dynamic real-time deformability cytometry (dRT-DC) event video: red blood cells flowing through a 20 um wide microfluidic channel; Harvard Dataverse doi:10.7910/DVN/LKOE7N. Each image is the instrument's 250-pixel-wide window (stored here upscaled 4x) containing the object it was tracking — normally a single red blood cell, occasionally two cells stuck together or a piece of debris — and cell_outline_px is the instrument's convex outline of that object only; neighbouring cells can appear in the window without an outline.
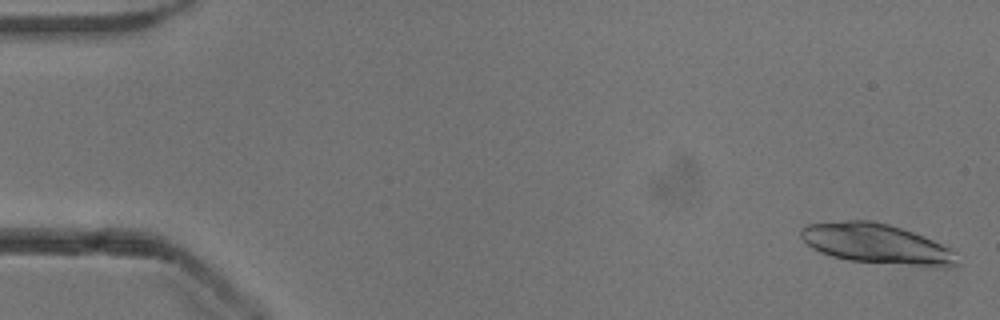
{"species": "common noctule bat (a hibernating species)", "species_latin": "Nyctalus noctula", "temperature_condition": "cold", "stored_images_in_passage": 52, "camera_frame_rate_fps": 3000, "um_per_image_px": 0.085, "animal": {"sex": "male", "body_mass_g": 13.3}, "frame": {"image": 1, "passage_image": 2, "time_ms": 0.333, "image_size_px": [1000, 320], "cell_outline_px": [[956, 264], [948, 268], [936, 268], [848, 260], [832, 256], [820, 252], [812, 248], [800, 236], [800, 228], [804, 224], [844, 220], [872, 220], [888, 224], [924, 236], [948, 248]], "centroid_in_image_um": [74.43, 20.72], "position_along_channel_um": 10.6, "area_um2": 36.3}}